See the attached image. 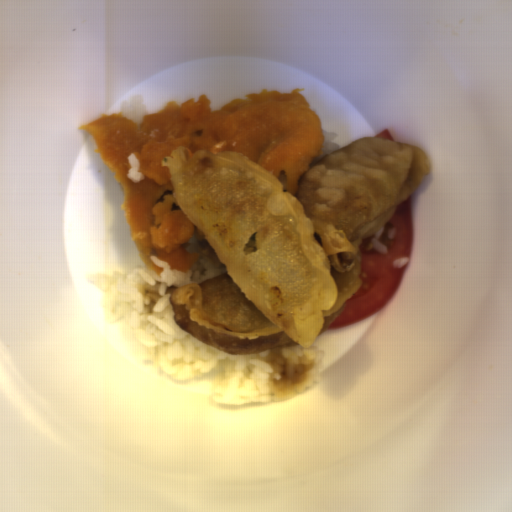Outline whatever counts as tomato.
<instances>
[{
    "instance_id": "512abeb7",
    "label": "tomato",
    "mask_w": 512,
    "mask_h": 512,
    "mask_svg": "<svg viewBox=\"0 0 512 512\" xmlns=\"http://www.w3.org/2000/svg\"><path fill=\"white\" fill-rule=\"evenodd\" d=\"M414 217L411 195L397 205L396 212L384 225L379 242L386 245L385 254L377 252L370 244L374 234L363 238L360 276L362 286L348 298L341 309L328 317L321 330L348 326L377 313L391 298L400 284L408 263L402 268L393 266L395 259H410L414 243Z\"/></svg>"
},
{
    "instance_id": "da07e99c",
    "label": "tomato",
    "mask_w": 512,
    "mask_h": 512,
    "mask_svg": "<svg viewBox=\"0 0 512 512\" xmlns=\"http://www.w3.org/2000/svg\"><path fill=\"white\" fill-rule=\"evenodd\" d=\"M373 137H378V138H383V139H392L395 141L392 133L387 128H384L382 132H380L379 134H377L376 136H373Z\"/></svg>"
}]
</instances>
